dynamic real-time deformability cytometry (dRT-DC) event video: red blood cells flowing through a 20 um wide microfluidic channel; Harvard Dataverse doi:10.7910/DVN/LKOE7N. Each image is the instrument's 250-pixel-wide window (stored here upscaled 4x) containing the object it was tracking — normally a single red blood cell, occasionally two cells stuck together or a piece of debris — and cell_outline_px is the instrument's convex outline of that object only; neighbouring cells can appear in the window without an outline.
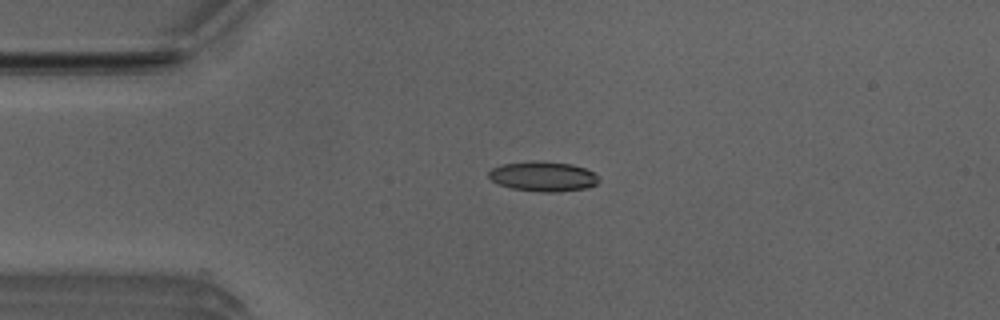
{"species": "Egyptian fruit bat (a non-hibernating species)", "species_latin": "Rousettus aegyptiacus", "temperature_condition": "room temperature", "stored_images_in_passage": 6, "camera_frame_rate_fps": 3000, "um_per_image_px": 0.085, "animal": {"sex": "male"}, "frame": {"image": 1, "passage_image": 4, "time_ms": 1.0, "image_size_px": [1000, 320], "cell_outline_px": [[600, 180], [596, 184], [588, 188], [556, 192], [540, 192], [512, 188], [500, 184], [492, 180], [488, 176], [488, 172], [492, 168], [500, 164], [532, 160], [536, 160], [572, 164], [584, 168], [592, 172]], "centroid_in_image_um": [46.15, 14.98], "position_along_channel_um": 38.9, "area_um2": 19.25}}